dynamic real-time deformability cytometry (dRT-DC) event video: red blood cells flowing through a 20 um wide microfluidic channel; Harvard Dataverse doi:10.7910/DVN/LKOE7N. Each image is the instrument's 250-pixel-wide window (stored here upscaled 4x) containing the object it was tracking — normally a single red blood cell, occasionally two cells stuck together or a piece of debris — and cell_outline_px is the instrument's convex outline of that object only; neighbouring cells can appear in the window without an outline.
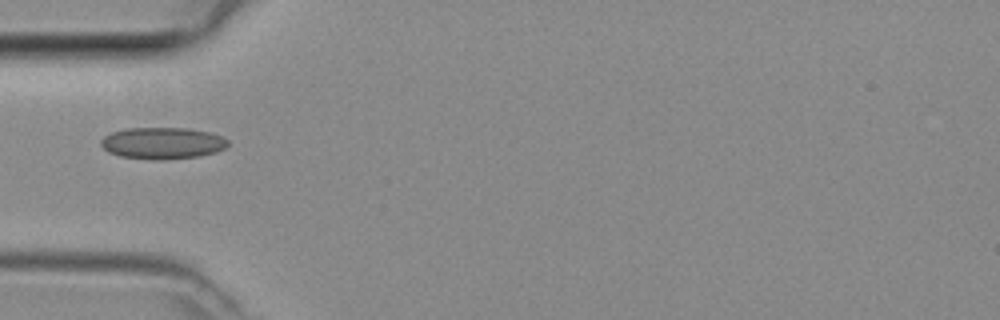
{"species": "common noctule bat (a hibernating species)", "species_latin": "Nyctalus noctula", "temperature_condition": "room temperature", "stored_images_in_passage": 6, "camera_frame_rate_fps": 3000, "um_per_image_px": 0.085, "animal": {"sex": "female", "body_mass_g": 29.2, "forearm_length_mm": 56.3}, "frame": {"image": 1, "passage_image": 5, "time_ms": 1.333, "image_size_px": [1000, 320], "cell_outline_px": [[228, 144], [224, 148], [216, 152], [200, 156], [160, 160], [152, 160], [120, 156], [108, 152], [100, 144], [100, 140], [104, 136], [112, 132], [124, 128], [188, 128], [212, 132], [228, 140]], "centroid_in_image_um": [13.8, 12.16], "position_along_channel_um": 71.2, "area_um2": 23.58}}
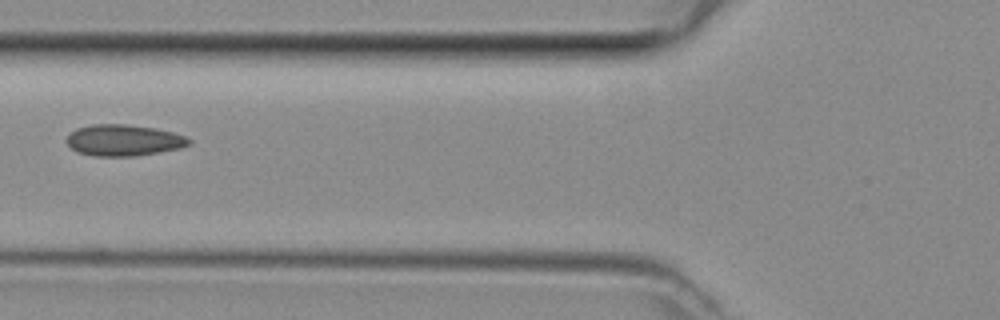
{"frame": {"image": 2, "passage_image": 6, "time_ms": 1.667, "image_size_px": [1000, 320], "cell_outline_px": [[192, 144], [180, 148], [136, 156], [96, 156], [76, 152], [68, 144], [68, 132], [76, 128], [92, 124], [128, 124], [156, 128], [172, 132], [184, 136], [192, 140]], "centroid_in_image_um": [10.51, 11.91], "position_along_channel_um": 115.3, "area_um2": 22.43}}